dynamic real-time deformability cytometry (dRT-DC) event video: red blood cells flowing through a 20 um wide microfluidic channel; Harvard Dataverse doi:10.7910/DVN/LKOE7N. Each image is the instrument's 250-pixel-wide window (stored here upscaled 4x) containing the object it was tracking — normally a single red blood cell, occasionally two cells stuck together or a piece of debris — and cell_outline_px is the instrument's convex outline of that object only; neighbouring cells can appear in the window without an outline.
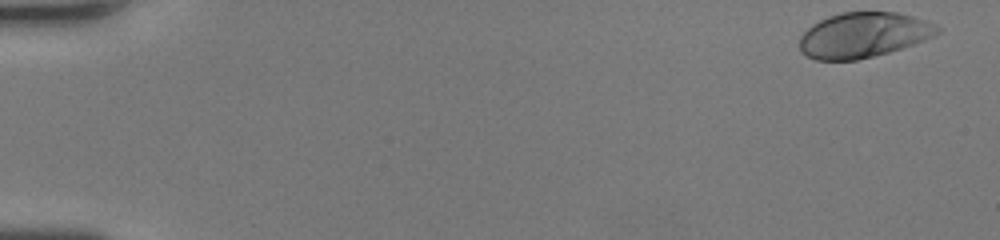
{"species": "human", "species_latin": "Homo sapiens", "temperature_condition": "room temperature", "stored_images_in_passage": 47, "camera_frame_rate_fps": 3000, "um_per_image_px": 0.085, "donor": {"sex": "female"}, "frame": {"image": 1, "passage_image": 1, "time_ms": 0.0, "image_size_px": [1000, 240], "cell_outline_px": [[940, 32], [924, 40], [888, 52], [856, 60], [816, 60], [800, 52], [800, 36], [812, 24], [828, 16], [840, 12], [896, 12], [928, 20], [936, 24], [940, 28]], "centroid_in_image_um": [73.38, 2.97], "position_along_channel_um": 11.6, "area_um2": 36.18}}
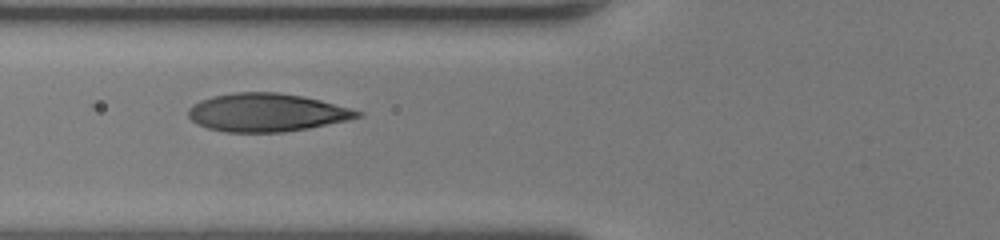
{"frame": {"image": 2, "passage_image": 19, "time_ms": 6.0, "image_size_px": [1000, 240], "cell_outline_px": [[364, 116], [308, 128], [284, 132], [224, 132], [208, 128], [196, 124], [188, 116], [188, 108], [192, 104], [200, 100], [212, 96], [236, 92], [276, 92], [300, 96], [320, 100], [364, 112]], "centroid_in_image_um": [22.63, 9.56], "position_along_channel_um": 103.2, "area_um2": 37.51}}
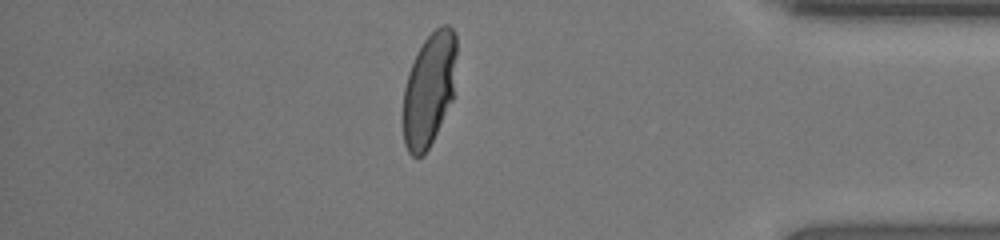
{"frame": {"image": 3, "passage_image": 41, "time_ms": 13.333, "image_size_px": [1000, 240], "cell_outline_px": [[456, 56], [452, 100], [424, 156], [412, 156], [408, 152], [404, 144], [404, 88], [408, 72], [416, 52], [424, 40], [436, 28], [444, 24], [448, 24], [452, 28], [456, 36]], "centroid_in_image_um": [36.47, 7.57], "position_along_channel_um": 398.7, "area_um2": 35.03}, "authors_computed_cell_mechanics": {"area_um2": 36.4718, "velocity_mm_per_s": 4.4151, "shape_relaxation_time_tau1_ms": 3.9899, "shape_relaxation_time_tau2_ms": null, "deformation_change_tau1": 0.2089, "deformation_change_tau2": null}}